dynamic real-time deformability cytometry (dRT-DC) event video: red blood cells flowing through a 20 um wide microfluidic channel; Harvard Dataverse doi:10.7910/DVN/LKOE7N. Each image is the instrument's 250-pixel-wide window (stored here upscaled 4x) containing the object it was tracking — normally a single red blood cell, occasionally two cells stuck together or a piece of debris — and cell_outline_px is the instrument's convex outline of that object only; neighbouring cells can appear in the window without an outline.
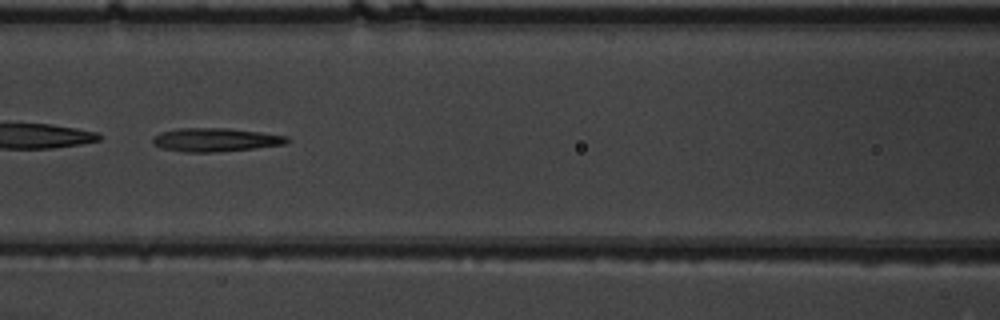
{"species": "common noctule bat (a hibernating species)", "species_latin": "Nyctalus noctula", "temperature_condition": "warm", "stored_images_in_passage": 52, "segment_of_instrument_passage": [2, 2], "camera_frame_rate_fps": 3000, "um_per_image_px": 0.085, "animal": {"sex": "male", "body_mass_g": 19.5, "forearm_length_mm": 54.6}, "frame": {"image": 1, "passage_image": 24, "time_ms": 7.667, "image_size_px": [1000, 320], "cell_outline_px": [[292, 140], [284, 144], [252, 148], [212, 152], [184, 152], [160, 148], [152, 144], [152, 140], [160, 132], [176, 128], [228, 128], [260, 132], [288, 136]], "centroid_in_image_um": [18.29, 11.87], "position_along_channel_um": 148.3, "area_um2": 18.38}}
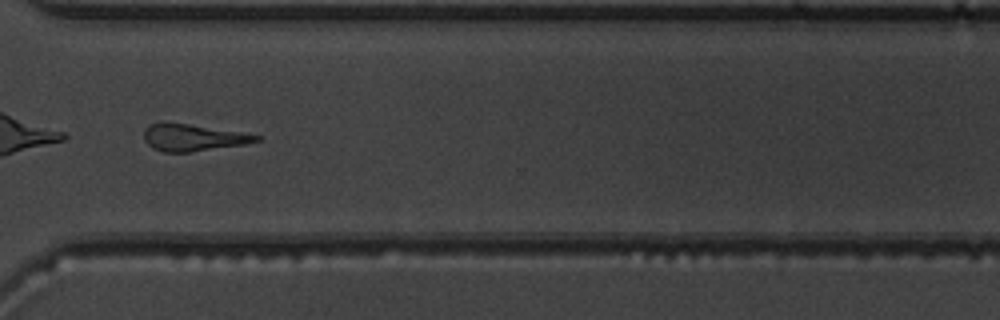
{"frame": {"image": 2, "passage_image": 40, "time_ms": 13.0, "image_size_px": [1000, 320], "cell_outline_px": [[260, 140], [244, 144], [188, 152], [164, 152], [152, 148], [144, 140], [144, 128], [148, 124], [164, 120], [240, 132], [260, 136]], "centroid_in_image_um": [16.3, 11.66], "position_along_channel_um": 354.3, "area_um2": 17.69}}
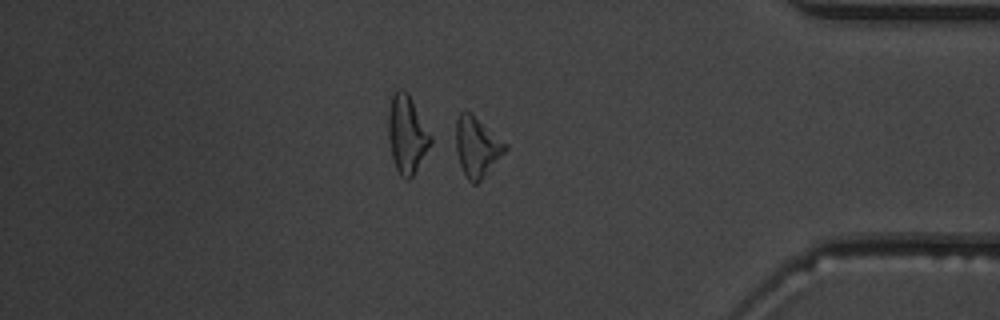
{"frame": {"image": 3, "passage_image": 45, "time_ms": 14.667, "image_size_px": [1000, 320], "cell_outline_px": [[508, 148], [480, 180], [476, 184], [472, 184], [468, 180], [460, 164], [456, 148], [456, 120], [460, 112], [464, 108], [472, 112], [508, 144]], "centroid_in_image_um": [40.54, 12.41], "position_along_channel_um": 394.7, "area_um2": 17.28}}